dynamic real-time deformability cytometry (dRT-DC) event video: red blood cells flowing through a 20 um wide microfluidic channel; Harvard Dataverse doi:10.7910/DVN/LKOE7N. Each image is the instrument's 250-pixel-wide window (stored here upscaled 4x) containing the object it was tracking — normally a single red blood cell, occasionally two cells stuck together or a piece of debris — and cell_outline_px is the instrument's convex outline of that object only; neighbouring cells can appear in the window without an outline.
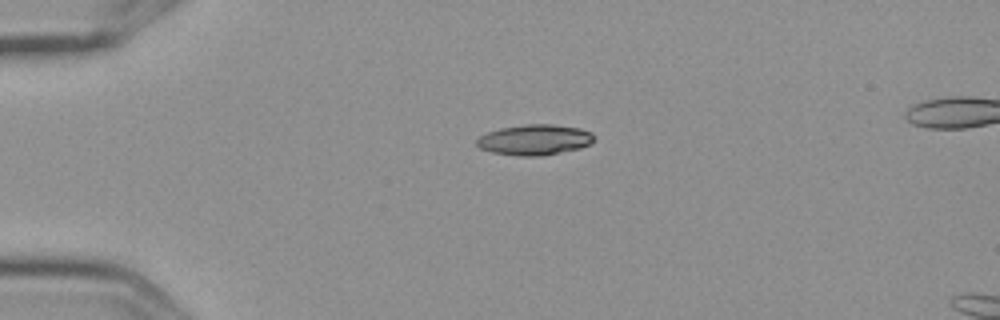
{"species": "Egyptian fruit bat (a non-hibernating species)", "species_latin": "Rousettus aegyptiacus", "temperature_condition": "cold", "stored_images_in_passage": 3, "camera_frame_rate_fps": 3000, "um_per_image_px": 0.085, "frame": {"image": 1, "passage_image": 1, "time_ms": 0.0, "image_size_px": [1000, 320], "cell_outline_px": [[592, 140], [588, 144], [580, 148], [540, 156], [516, 156], [492, 152], [480, 148], [476, 144], [476, 140], [480, 136], [488, 132], [500, 128], [524, 124], [552, 124], [580, 128], [592, 132]], "centroid_in_image_um": [45.4, 11.88], "position_along_channel_um": 39.6, "area_um2": 20.75}}